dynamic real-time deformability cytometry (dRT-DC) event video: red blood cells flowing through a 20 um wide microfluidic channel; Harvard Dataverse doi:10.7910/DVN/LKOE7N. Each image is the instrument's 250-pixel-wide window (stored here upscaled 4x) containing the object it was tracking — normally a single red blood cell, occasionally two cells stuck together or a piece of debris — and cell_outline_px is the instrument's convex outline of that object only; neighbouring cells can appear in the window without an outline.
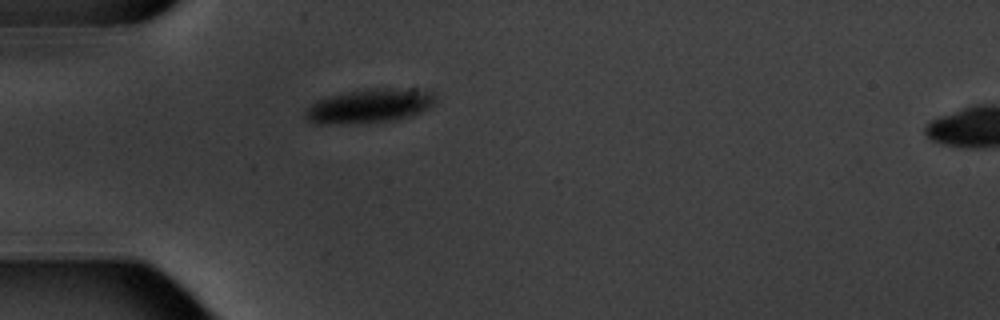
{"species": "common noctule bat (a hibernating species)", "species_latin": "Nyctalus noctula", "temperature_condition": "warm", "stored_images_in_passage": 2, "camera_frame_rate_fps": 3000, "um_per_image_px": 0.085, "animal": {"sex": "male", "body_mass_g": 20.1, "forearm_length_mm": 53.5}, "frame": {"image": 1, "passage_image": 1, "time_ms": 0.0, "image_size_px": [1000, 320], "cell_outline_px": [[436, 100], [428, 108], [412, 116], [392, 120], [352, 124], [316, 124], [308, 120], [304, 116], [304, 112], [316, 100], [328, 96], [348, 92], [372, 88], [432, 88], [436, 96]], "centroid_in_image_um": [31.46, 8.99], "position_along_channel_um": 53.5, "area_um2": 26.3}}